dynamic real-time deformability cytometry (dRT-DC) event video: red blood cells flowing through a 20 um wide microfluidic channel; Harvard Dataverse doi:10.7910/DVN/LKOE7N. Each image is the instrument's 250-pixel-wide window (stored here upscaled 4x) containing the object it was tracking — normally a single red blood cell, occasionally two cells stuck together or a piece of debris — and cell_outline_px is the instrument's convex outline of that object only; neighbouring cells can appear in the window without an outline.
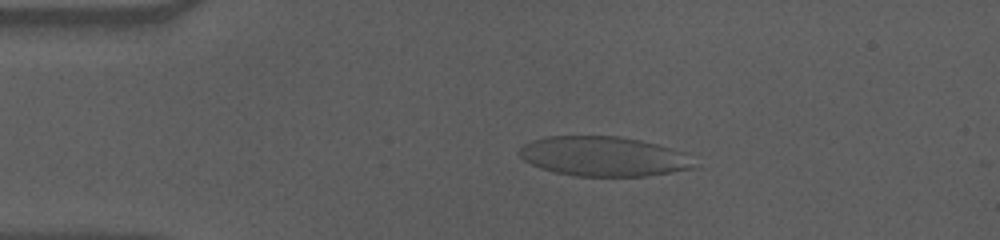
{"species": "human", "species_latin": "Homo sapiens", "temperature_condition": "cold", "stored_images_in_passage": 46, "camera_frame_rate_fps": 3000, "um_per_image_px": 0.085, "donor": {"sex": "male"}, "frame": {"image": 1, "passage_image": 1, "time_ms": 0.0, "image_size_px": [1000, 240], "cell_outline_px": [[700, 168], [648, 176], [576, 176], [556, 172], [540, 168], [524, 160], [516, 152], [524, 144], [532, 140], [548, 136], [620, 136], [640, 140], [656, 144], [684, 152]], "centroid_in_image_um": [51.33, 13.3], "position_along_channel_um": 33.7, "area_um2": 40.69}}
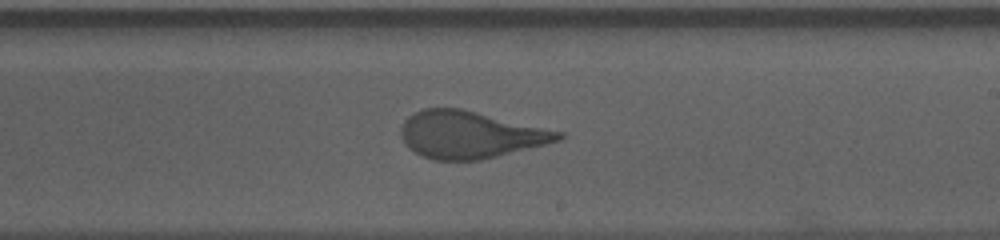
{"frame": {"image": 2, "passage_image": 23, "time_ms": 7.333, "image_size_px": [1000, 240], "cell_outline_px": [[564, 136], [560, 140], [480, 160], [432, 160], [420, 156], [408, 148], [400, 136], [400, 128], [404, 120], [408, 116], [424, 108], [460, 108], [564, 132]], "centroid_in_image_um": [39.9, 11.45], "position_along_channel_um": 249.1, "area_um2": 43.06}}
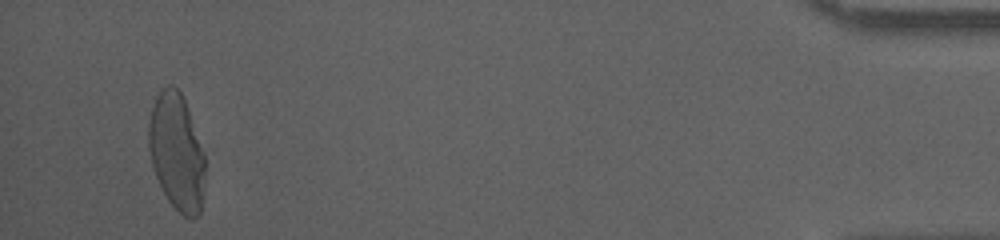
{"frame": {"image": 3, "passage_image": 44, "time_ms": 14.333, "image_size_px": [1000, 240], "cell_outline_px": [[204, 168], [200, 212], [192, 220], [184, 216], [168, 200], [152, 168], [148, 148], [148, 124], [152, 108], [156, 96], [168, 84], [172, 84], [180, 92], [188, 108], [204, 152]], "centroid_in_image_um": [14.99, 12.9], "position_along_channel_um": 420.2, "area_um2": 38.03}, "authors_computed_cell_mechanics": {"area_um2": 42.8587, "velocity_mm_per_s": 3.5487, "shape_relaxation_time_tau1_ms": 7.9784, "shape_relaxation_time_tau2_ms": null, "deformation_change_tau1": 0.2287, "deformation_change_tau2": null}}